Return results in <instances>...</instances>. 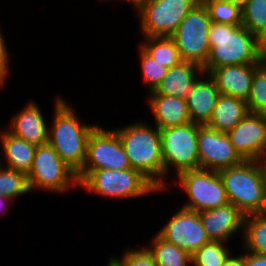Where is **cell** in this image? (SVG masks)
Wrapping results in <instances>:
<instances>
[{"instance_id": "6da1fadb", "label": "cell", "mask_w": 266, "mask_h": 266, "mask_svg": "<svg viewBox=\"0 0 266 266\" xmlns=\"http://www.w3.org/2000/svg\"><path fill=\"white\" fill-rule=\"evenodd\" d=\"M134 122L114 129L124 147L131 168L140 171L160 191L168 189L162 158L160 130L153 124Z\"/></svg>"}, {"instance_id": "7a4b0ae2", "label": "cell", "mask_w": 266, "mask_h": 266, "mask_svg": "<svg viewBox=\"0 0 266 266\" xmlns=\"http://www.w3.org/2000/svg\"><path fill=\"white\" fill-rule=\"evenodd\" d=\"M54 117L48 128V144L76 173L85 164L90 134L98 126L80 122L76 112L62 97L55 99Z\"/></svg>"}, {"instance_id": "3957f363", "label": "cell", "mask_w": 266, "mask_h": 266, "mask_svg": "<svg viewBox=\"0 0 266 266\" xmlns=\"http://www.w3.org/2000/svg\"><path fill=\"white\" fill-rule=\"evenodd\" d=\"M210 54L203 72L234 64H262L259 40L243 25L211 23Z\"/></svg>"}, {"instance_id": "277c9868", "label": "cell", "mask_w": 266, "mask_h": 266, "mask_svg": "<svg viewBox=\"0 0 266 266\" xmlns=\"http://www.w3.org/2000/svg\"><path fill=\"white\" fill-rule=\"evenodd\" d=\"M219 174L228 201L244 215L266 214V161L244 160Z\"/></svg>"}, {"instance_id": "5b68a950", "label": "cell", "mask_w": 266, "mask_h": 266, "mask_svg": "<svg viewBox=\"0 0 266 266\" xmlns=\"http://www.w3.org/2000/svg\"><path fill=\"white\" fill-rule=\"evenodd\" d=\"M79 187L94 194L111 198H139L160 190L140 171L98 169L89 171Z\"/></svg>"}, {"instance_id": "8992f818", "label": "cell", "mask_w": 266, "mask_h": 266, "mask_svg": "<svg viewBox=\"0 0 266 266\" xmlns=\"http://www.w3.org/2000/svg\"><path fill=\"white\" fill-rule=\"evenodd\" d=\"M27 180L30 191L39 188V190L63 194L68 193L71 187L79 186L77 173L48 143L37 146Z\"/></svg>"}, {"instance_id": "52a82bcc", "label": "cell", "mask_w": 266, "mask_h": 266, "mask_svg": "<svg viewBox=\"0 0 266 266\" xmlns=\"http://www.w3.org/2000/svg\"><path fill=\"white\" fill-rule=\"evenodd\" d=\"M212 20L202 1L197 3L182 20L171 36L178 48L182 61L206 64L209 54V30Z\"/></svg>"}, {"instance_id": "ba28073f", "label": "cell", "mask_w": 266, "mask_h": 266, "mask_svg": "<svg viewBox=\"0 0 266 266\" xmlns=\"http://www.w3.org/2000/svg\"><path fill=\"white\" fill-rule=\"evenodd\" d=\"M160 133L166 178L171 167H174L177 176L182 172L199 169L198 124L188 122L161 129Z\"/></svg>"}, {"instance_id": "9c48e42d", "label": "cell", "mask_w": 266, "mask_h": 266, "mask_svg": "<svg viewBox=\"0 0 266 266\" xmlns=\"http://www.w3.org/2000/svg\"><path fill=\"white\" fill-rule=\"evenodd\" d=\"M201 0H147L137 6L143 37H171Z\"/></svg>"}, {"instance_id": "30bf717a", "label": "cell", "mask_w": 266, "mask_h": 266, "mask_svg": "<svg viewBox=\"0 0 266 266\" xmlns=\"http://www.w3.org/2000/svg\"><path fill=\"white\" fill-rule=\"evenodd\" d=\"M177 179L175 183H179L188 198L182 208L201 212L229 202L219 172L197 169L182 172Z\"/></svg>"}, {"instance_id": "8fae6325", "label": "cell", "mask_w": 266, "mask_h": 266, "mask_svg": "<svg viewBox=\"0 0 266 266\" xmlns=\"http://www.w3.org/2000/svg\"><path fill=\"white\" fill-rule=\"evenodd\" d=\"M130 168L129 159L118 134L98 125L89 136L85 164L77 173V179L80 181L91 170Z\"/></svg>"}, {"instance_id": "7c38bea8", "label": "cell", "mask_w": 266, "mask_h": 266, "mask_svg": "<svg viewBox=\"0 0 266 266\" xmlns=\"http://www.w3.org/2000/svg\"><path fill=\"white\" fill-rule=\"evenodd\" d=\"M199 169L220 170L239 165L244 159L235 150L227 133L198 124Z\"/></svg>"}, {"instance_id": "4fadbf2b", "label": "cell", "mask_w": 266, "mask_h": 266, "mask_svg": "<svg viewBox=\"0 0 266 266\" xmlns=\"http://www.w3.org/2000/svg\"><path fill=\"white\" fill-rule=\"evenodd\" d=\"M157 234L190 255L211 241L202 226L199 212L185 208L175 212Z\"/></svg>"}, {"instance_id": "5bb4252c", "label": "cell", "mask_w": 266, "mask_h": 266, "mask_svg": "<svg viewBox=\"0 0 266 266\" xmlns=\"http://www.w3.org/2000/svg\"><path fill=\"white\" fill-rule=\"evenodd\" d=\"M227 135L244 160L266 161V115L249 112Z\"/></svg>"}, {"instance_id": "9a60e30c", "label": "cell", "mask_w": 266, "mask_h": 266, "mask_svg": "<svg viewBox=\"0 0 266 266\" xmlns=\"http://www.w3.org/2000/svg\"><path fill=\"white\" fill-rule=\"evenodd\" d=\"M200 220L211 241L228 243L241 229L244 214L232 203L199 212ZM233 235V236H232Z\"/></svg>"}, {"instance_id": "2e32d148", "label": "cell", "mask_w": 266, "mask_h": 266, "mask_svg": "<svg viewBox=\"0 0 266 266\" xmlns=\"http://www.w3.org/2000/svg\"><path fill=\"white\" fill-rule=\"evenodd\" d=\"M261 64H234L212 69L213 78L220 94L247 102L256 69Z\"/></svg>"}, {"instance_id": "e0dca14e", "label": "cell", "mask_w": 266, "mask_h": 266, "mask_svg": "<svg viewBox=\"0 0 266 266\" xmlns=\"http://www.w3.org/2000/svg\"><path fill=\"white\" fill-rule=\"evenodd\" d=\"M40 107L30 100L27 105L12 116L9 129L11 134L36 146L48 143V125Z\"/></svg>"}, {"instance_id": "ac0fdd59", "label": "cell", "mask_w": 266, "mask_h": 266, "mask_svg": "<svg viewBox=\"0 0 266 266\" xmlns=\"http://www.w3.org/2000/svg\"><path fill=\"white\" fill-rule=\"evenodd\" d=\"M206 75L207 77H204ZM219 95L220 92L213 78L203 72L186 98L190 121L199 125H207Z\"/></svg>"}, {"instance_id": "d6986e66", "label": "cell", "mask_w": 266, "mask_h": 266, "mask_svg": "<svg viewBox=\"0 0 266 266\" xmlns=\"http://www.w3.org/2000/svg\"><path fill=\"white\" fill-rule=\"evenodd\" d=\"M149 98V108L159 130L191 122L186 99L160 95L155 91L150 92Z\"/></svg>"}, {"instance_id": "ffe728a7", "label": "cell", "mask_w": 266, "mask_h": 266, "mask_svg": "<svg viewBox=\"0 0 266 266\" xmlns=\"http://www.w3.org/2000/svg\"><path fill=\"white\" fill-rule=\"evenodd\" d=\"M200 74H203L201 65L190 61H181L167 70L155 92L160 95L186 99Z\"/></svg>"}, {"instance_id": "44dd1931", "label": "cell", "mask_w": 266, "mask_h": 266, "mask_svg": "<svg viewBox=\"0 0 266 266\" xmlns=\"http://www.w3.org/2000/svg\"><path fill=\"white\" fill-rule=\"evenodd\" d=\"M0 141L6 163L2 165L3 162L0 160V166L28 175L37 146L11 134L6 129L0 132Z\"/></svg>"}, {"instance_id": "7402d4cb", "label": "cell", "mask_w": 266, "mask_h": 266, "mask_svg": "<svg viewBox=\"0 0 266 266\" xmlns=\"http://www.w3.org/2000/svg\"><path fill=\"white\" fill-rule=\"evenodd\" d=\"M248 113L246 101L220 94L207 126L221 133H228Z\"/></svg>"}, {"instance_id": "603a6c76", "label": "cell", "mask_w": 266, "mask_h": 266, "mask_svg": "<svg viewBox=\"0 0 266 266\" xmlns=\"http://www.w3.org/2000/svg\"><path fill=\"white\" fill-rule=\"evenodd\" d=\"M140 47L167 69L178 65L182 61L172 37H144Z\"/></svg>"}, {"instance_id": "cb8c5ba5", "label": "cell", "mask_w": 266, "mask_h": 266, "mask_svg": "<svg viewBox=\"0 0 266 266\" xmlns=\"http://www.w3.org/2000/svg\"><path fill=\"white\" fill-rule=\"evenodd\" d=\"M243 230L244 253L266 255V214L245 215Z\"/></svg>"}, {"instance_id": "d4e9b609", "label": "cell", "mask_w": 266, "mask_h": 266, "mask_svg": "<svg viewBox=\"0 0 266 266\" xmlns=\"http://www.w3.org/2000/svg\"><path fill=\"white\" fill-rule=\"evenodd\" d=\"M147 248L152 253L157 266H189L191 255L176 245L167 242L157 233Z\"/></svg>"}, {"instance_id": "484cf974", "label": "cell", "mask_w": 266, "mask_h": 266, "mask_svg": "<svg viewBox=\"0 0 266 266\" xmlns=\"http://www.w3.org/2000/svg\"><path fill=\"white\" fill-rule=\"evenodd\" d=\"M224 242L210 241L191 255L193 266H223L230 255ZM229 250V251H228Z\"/></svg>"}, {"instance_id": "4316f807", "label": "cell", "mask_w": 266, "mask_h": 266, "mask_svg": "<svg viewBox=\"0 0 266 266\" xmlns=\"http://www.w3.org/2000/svg\"><path fill=\"white\" fill-rule=\"evenodd\" d=\"M242 25L260 38L266 31V0H247L242 9Z\"/></svg>"}, {"instance_id": "83f0119b", "label": "cell", "mask_w": 266, "mask_h": 266, "mask_svg": "<svg viewBox=\"0 0 266 266\" xmlns=\"http://www.w3.org/2000/svg\"><path fill=\"white\" fill-rule=\"evenodd\" d=\"M214 23L242 25V9L228 0H201Z\"/></svg>"}, {"instance_id": "f1b7e54d", "label": "cell", "mask_w": 266, "mask_h": 266, "mask_svg": "<svg viewBox=\"0 0 266 266\" xmlns=\"http://www.w3.org/2000/svg\"><path fill=\"white\" fill-rule=\"evenodd\" d=\"M250 113L266 115V62L255 71L250 94L247 99Z\"/></svg>"}, {"instance_id": "f546056e", "label": "cell", "mask_w": 266, "mask_h": 266, "mask_svg": "<svg viewBox=\"0 0 266 266\" xmlns=\"http://www.w3.org/2000/svg\"><path fill=\"white\" fill-rule=\"evenodd\" d=\"M28 192L30 188L26 174L0 166V195L14 200L15 197Z\"/></svg>"}, {"instance_id": "4dcf8cb0", "label": "cell", "mask_w": 266, "mask_h": 266, "mask_svg": "<svg viewBox=\"0 0 266 266\" xmlns=\"http://www.w3.org/2000/svg\"><path fill=\"white\" fill-rule=\"evenodd\" d=\"M139 53L143 77L142 80L145 82L150 93L155 91L161 84L168 69L155 61V59L149 56L141 47H139Z\"/></svg>"}, {"instance_id": "1f68e13d", "label": "cell", "mask_w": 266, "mask_h": 266, "mask_svg": "<svg viewBox=\"0 0 266 266\" xmlns=\"http://www.w3.org/2000/svg\"><path fill=\"white\" fill-rule=\"evenodd\" d=\"M118 259L123 263L124 266H157L154 261L152 253L147 248L140 249H128L122 255V258Z\"/></svg>"}, {"instance_id": "d6a6232c", "label": "cell", "mask_w": 266, "mask_h": 266, "mask_svg": "<svg viewBox=\"0 0 266 266\" xmlns=\"http://www.w3.org/2000/svg\"><path fill=\"white\" fill-rule=\"evenodd\" d=\"M5 36L1 33L0 29V87L6 83L7 76L9 75V53L7 44L4 41Z\"/></svg>"}, {"instance_id": "836d02e7", "label": "cell", "mask_w": 266, "mask_h": 266, "mask_svg": "<svg viewBox=\"0 0 266 266\" xmlns=\"http://www.w3.org/2000/svg\"><path fill=\"white\" fill-rule=\"evenodd\" d=\"M244 266H266V255L246 252L244 254Z\"/></svg>"}, {"instance_id": "e575fe53", "label": "cell", "mask_w": 266, "mask_h": 266, "mask_svg": "<svg viewBox=\"0 0 266 266\" xmlns=\"http://www.w3.org/2000/svg\"><path fill=\"white\" fill-rule=\"evenodd\" d=\"M223 266H244V253L236 255V257L230 254Z\"/></svg>"}, {"instance_id": "d590c367", "label": "cell", "mask_w": 266, "mask_h": 266, "mask_svg": "<svg viewBox=\"0 0 266 266\" xmlns=\"http://www.w3.org/2000/svg\"><path fill=\"white\" fill-rule=\"evenodd\" d=\"M259 40V53L261 59L266 62V31L260 36Z\"/></svg>"}, {"instance_id": "8d00e7d4", "label": "cell", "mask_w": 266, "mask_h": 266, "mask_svg": "<svg viewBox=\"0 0 266 266\" xmlns=\"http://www.w3.org/2000/svg\"><path fill=\"white\" fill-rule=\"evenodd\" d=\"M12 203H14L12 198H10L8 196L0 195V215H1L2 211L5 212L7 209H9V205L11 206ZM4 205H5V207H4ZM2 207H4V208H2Z\"/></svg>"}, {"instance_id": "74e56055", "label": "cell", "mask_w": 266, "mask_h": 266, "mask_svg": "<svg viewBox=\"0 0 266 266\" xmlns=\"http://www.w3.org/2000/svg\"><path fill=\"white\" fill-rule=\"evenodd\" d=\"M107 266H124L123 263L118 259V257H115L112 255L107 262Z\"/></svg>"}, {"instance_id": "f35d334b", "label": "cell", "mask_w": 266, "mask_h": 266, "mask_svg": "<svg viewBox=\"0 0 266 266\" xmlns=\"http://www.w3.org/2000/svg\"><path fill=\"white\" fill-rule=\"evenodd\" d=\"M228 1L235 6H238L240 9H243L247 2V0H228Z\"/></svg>"}, {"instance_id": "ab89813d", "label": "cell", "mask_w": 266, "mask_h": 266, "mask_svg": "<svg viewBox=\"0 0 266 266\" xmlns=\"http://www.w3.org/2000/svg\"><path fill=\"white\" fill-rule=\"evenodd\" d=\"M125 1L131 3V5L134 6L133 8L135 9L137 6H139L141 3L147 0H125Z\"/></svg>"}]
</instances>
